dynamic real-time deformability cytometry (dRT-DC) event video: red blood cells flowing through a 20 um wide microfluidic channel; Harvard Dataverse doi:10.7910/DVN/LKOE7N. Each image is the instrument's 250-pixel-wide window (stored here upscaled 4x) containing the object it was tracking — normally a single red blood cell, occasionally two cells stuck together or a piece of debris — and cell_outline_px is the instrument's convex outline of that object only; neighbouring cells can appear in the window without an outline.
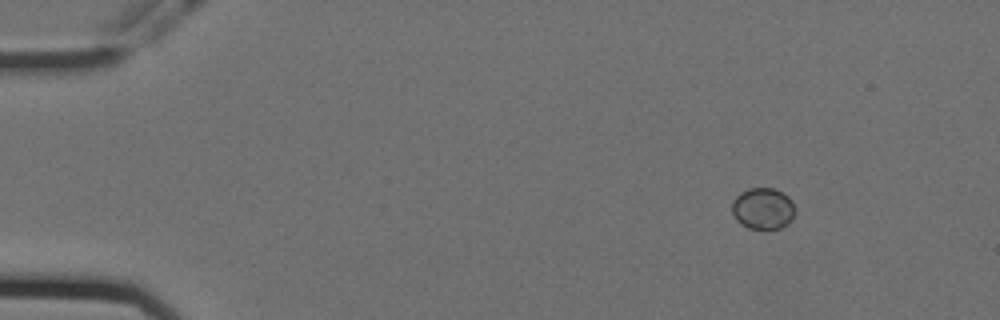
{"species": "Egyptian fruit bat (a non-hibernating species)", "species_latin": "Rousettus aegyptiacus", "temperature_condition": "cold", "stored_images_in_passage": 56, "camera_frame_rate_fps": 3000, "um_per_image_px": 0.085, "animal": {"sex": "female"}, "frame": {"image": 1, "passage_image": 6, "time_ms": 1.667, "image_size_px": [1000, 320], "cell_outline_px": [[792, 220], [788, 224], [780, 228], [748, 228], [740, 224], [736, 220], [732, 212], [732, 200], [740, 192], [748, 188], [772, 188], [788, 196], [792, 200]], "centroid_in_image_um": [64.8, 17.72], "position_along_channel_um": 20.2, "area_um2": 15.09}}
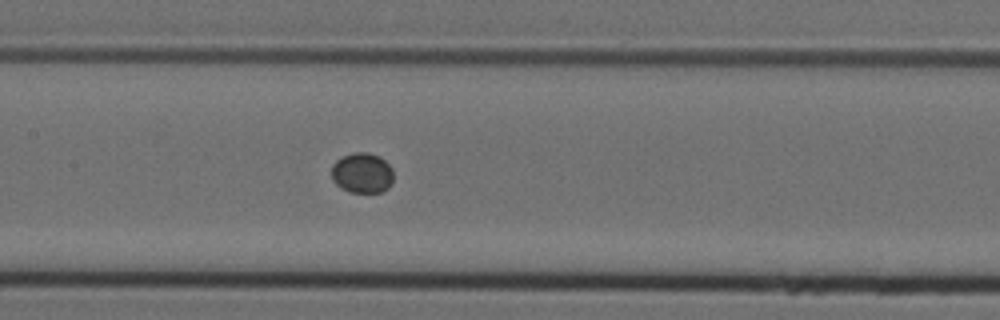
{"frame": {"image": 2, "passage_image": 27, "time_ms": 8.667, "image_size_px": [1000, 320], "cell_outline_px": [[392, 184], [388, 188], [380, 192], [348, 192], [336, 184], [332, 180], [332, 164], [336, 160], [352, 152], [368, 152], [380, 156], [392, 168]], "centroid_in_image_um": [30.78, 14.69], "position_along_channel_um": 176.6, "area_um2": 14.62}}
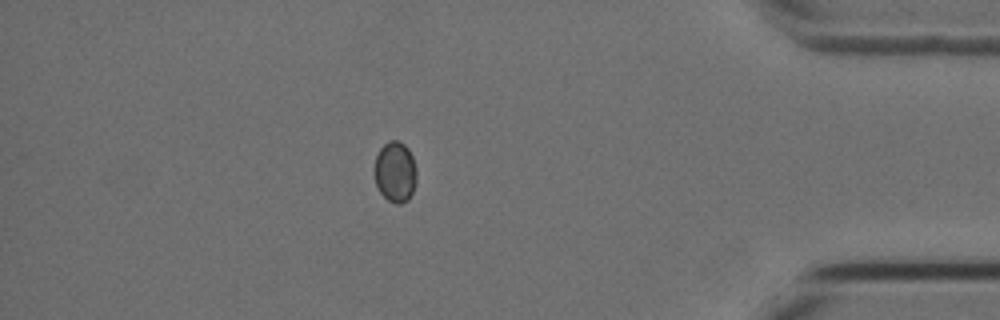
{"frame": {"image": 3, "passage_image": 49, "time_ms": 16.0, "image_size_px": [1000, 320], "cell_outline_px": [[416, 180], [412, 192], [408, 200], [400, 204], [396, 204], [388, 200], [380, 192], [376, 184], [376, 156], [380, 148], [388, 140], [400, 140], [408, 148], [412, 156], [416, 172]], "centroid_in_image_um": [33.61, 14.6], "position_along_channel_um": 401.6, "area_um2": 14.74}}